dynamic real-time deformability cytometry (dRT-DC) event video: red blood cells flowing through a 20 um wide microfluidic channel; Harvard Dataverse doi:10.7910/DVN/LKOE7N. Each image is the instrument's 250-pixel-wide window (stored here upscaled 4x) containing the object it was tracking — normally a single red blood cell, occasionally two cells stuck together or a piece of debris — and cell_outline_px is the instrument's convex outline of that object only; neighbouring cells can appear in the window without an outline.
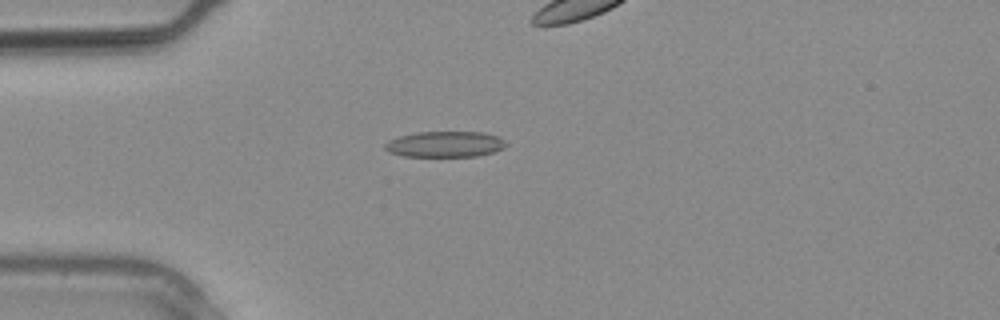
{"species": "common noctule bat (a hibernating species)", "species_latin": "Nyctalus noctula", "temperature_condition": "warm", "stored_images_in_passage": 25, "camera_frame_rate_fps": 3000, "um_per_image_px": 0.085, "animal": {"sex": "male", "body_mass_g": 20.4}, "frame": {"image": 1, "passage_image": 4, "time_ms": 1.0, "image_size_px": [1000, 320], "cell_outline_px": [[508, 144], [504, 148], [492, 152], [476, 156], [404, 156], [388, 152], [384, 148], [384, 144], [388, 140], [400, 136], [416, 132], [484, 132], [496, 136], [504, 140]], "centroid_in_image_um": [37.81, 12.25], "position_along_channel_um": 47.2, "area_um2": 18.21}}